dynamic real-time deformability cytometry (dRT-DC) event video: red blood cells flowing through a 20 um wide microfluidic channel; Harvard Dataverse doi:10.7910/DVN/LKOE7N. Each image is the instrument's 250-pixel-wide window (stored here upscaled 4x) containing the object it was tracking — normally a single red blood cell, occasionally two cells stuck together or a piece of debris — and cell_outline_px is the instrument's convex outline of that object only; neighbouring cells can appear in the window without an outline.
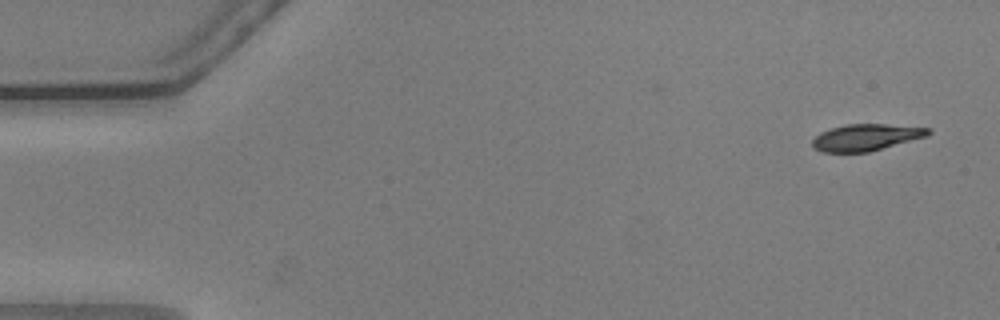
{"species": "common noctule bat (a hibernating species)", "species_latin": "Nyctalus noctula", "temperature_condition": "warm", "stored_images_in_passage": 54, "camera_frame_rate_fps": 3000, "um_per_image_px": 0.085, "animal": {"sex": "male", "body_mass_g": 20.5, "forearm_length_mm": 52.5}, "frame": {"image": 1, "passage_image": 1, "time_ms": 0.0, "image_size_px": [1000, 320], "cell_outline_px": [[932, 132], [928, 136], [868, 152], [824, 152], [812, 148], [812, 140], [820, 132], [844, 124], [884, 124], [932, 128]], "centroid_in_image_um": [73.62, 11.67], "position_along_channel_um": 11.4, "area_um2": 18.03}}
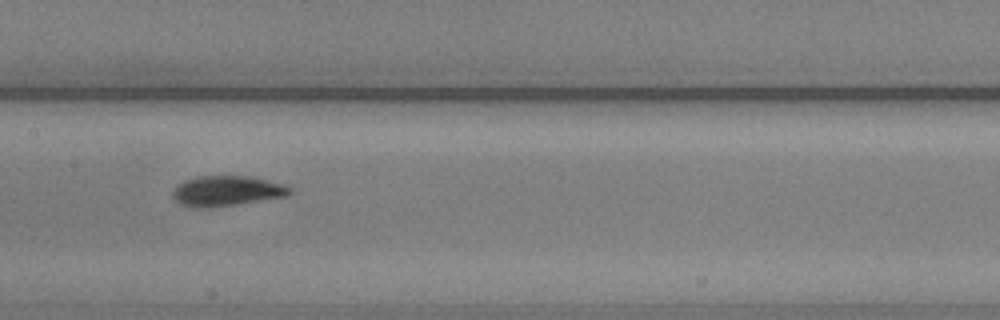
{"frame": {"image": 2, "passage_image": 26, "time_ms": 8.333, "image_size_px": [1000, 320], "cell_outline_px": [[292, 192], [288, 196], [212, 208], [192, 208], [180, 204], [172, 196], [172, 192], [176, 184], [184, 180], [196, 176], [248, 176], [284, 184], [292, 188]], "centroid_in_image_um": [19.24, 16.24], "position_along_channel_um": 188.2, "area_um2": 20.92}}
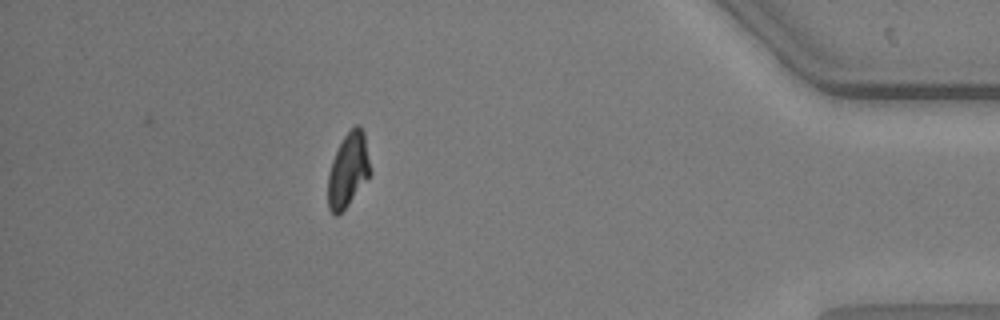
{"frame": {"image": 3, "passage_image": 48, "time_ms": 15.667, "image_size_px": [1000, 320], "cell_outline_px": [[372, 172], [348, 204], [336, 216], [328, 208], [328, 172], [332, 160], [344, 136], [356, 124], [360, 124], [364, 132]], "centroid_in_image_um": [29.6, 14.42], "position_along_channel_um": 405.6, "area_um2": 18.09}, "authors_computed_cell_mechanics": {"area_um2": 19.4208, "velocity_mm_per_s": 3.6112, "shape_relaxation_time_tau1_ms": 3.1316, "shape_relaxation_time_tau2_ms": 1.4318, "deformation_change_tau1": 0.1352, "deformation_change_tau2": 0.0513}}